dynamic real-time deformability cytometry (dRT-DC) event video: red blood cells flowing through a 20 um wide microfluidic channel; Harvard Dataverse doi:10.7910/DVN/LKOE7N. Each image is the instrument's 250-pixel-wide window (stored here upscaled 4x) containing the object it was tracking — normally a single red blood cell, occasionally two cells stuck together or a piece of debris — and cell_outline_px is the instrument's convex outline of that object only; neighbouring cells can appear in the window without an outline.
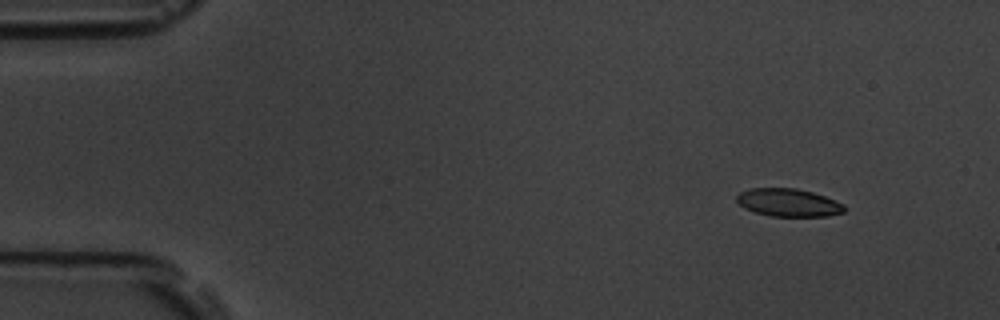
{"species": "common noctule bat (a hibernating species)", "species_latin": "Nyctalus noctula", "temperature_condition": "room temperature", "stored_images_in_passage": 6, "camera_frame_rate_fps": 3000, "um_per_image_px": 0.085, "animal": {"sex": "male", "body_mass_g": 19.5, "forearm_length_mm": 54.6}, "frame": {"image": 1, "passage_image": 2, "time_ms": 1.333, "image_size_px": [1000, 320], "cell_outline_px": [[844, 212], [828, 216], [772, 216], [756, 212], [744, 208], [736, 200], [736, 196], [740, 192], [748, 188], [796, 188], [812, 192], [824, 196], [844, 204]], "centroid_in_image_um": [67.0, 17.21], "position_along_channel_um": 18.0, "area_um2": 17.4}}
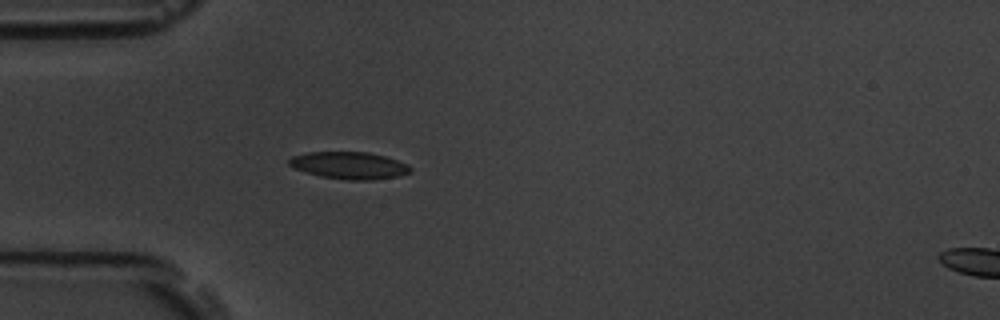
{"frame": {"image": 2, "passage_image": 5, "time_ms": 5.0, "image_size_px": [1000, 320], "cell_outline_px": [[412, 172], [400, 176], [368, 180], [348, 180], [320, 176], [296, 168], [288, 164], [288, 160], [292, 156], [308, 152], [368, 152], [384, 156], [408, 164], [412, 168]], "centroid_in_image_um": [29.72, 14.06], "position_along_channel_um": 55.3, "area_um2": 19.07}}